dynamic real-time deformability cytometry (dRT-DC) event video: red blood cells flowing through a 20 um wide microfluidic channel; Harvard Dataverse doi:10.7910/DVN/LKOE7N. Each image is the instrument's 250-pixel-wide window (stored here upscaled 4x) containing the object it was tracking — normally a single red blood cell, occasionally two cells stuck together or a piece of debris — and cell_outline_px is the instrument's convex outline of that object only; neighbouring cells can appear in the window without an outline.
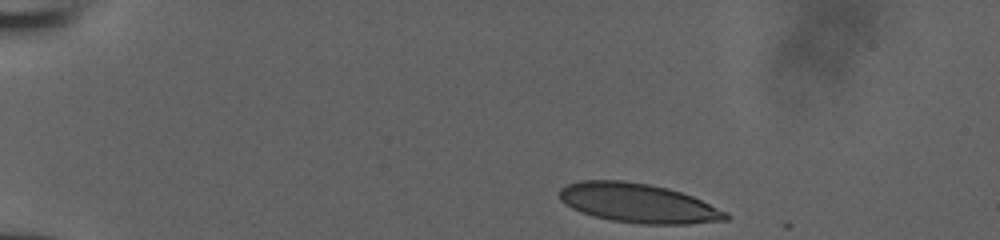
{"species": "human", "species_latin": "Homo sapiens", "temperature_condition": "room temperature", "stored_images_in_passage": 37, "camera_frame_rate_fps": 3000, "um_per_image_px": 0.085, "donor": {"sex": "male"}, "frame": {"image": 1, "passage_image": 1, "time_ms": 0.0, "image_size_px": [1000, 240], "cell_outline_px": [[732, 216], [728, 220], [688, 224], [640, 224], [612, 220], [592, 216], [580, 212], [564, 204], [560, 200], [560, 188], [568, 184], [580, 180], [624, 180], [648, 184], [668, 188], [692, 196], [728, 212]], "centroid_in_image_um": [54.25, 17.27], "position_along_channel_um": 30.8, "area_um2": 38.26}}
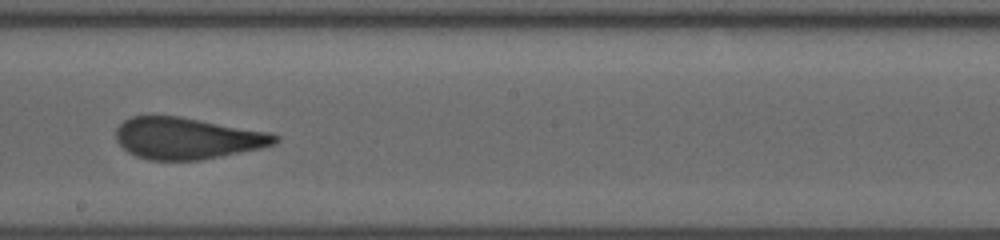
{"frame": {"image": 2, "passage_image": 22, "time_ms": 7.0, "image_size_px": [1000, 240], "cell_outline_px": [[280, 140], [272, 144], [260, 148], [200, 160], [148, 160], [136, 156], [128, 152], [116, 140], [116, 128], [124, 120], [132, 116], [180, 116], [268, 132], [280, 136]], "centroid_in_image_um": [15.88, 11.75], "position_along_channel_um": 232.3, "area_um2": 38.32}}
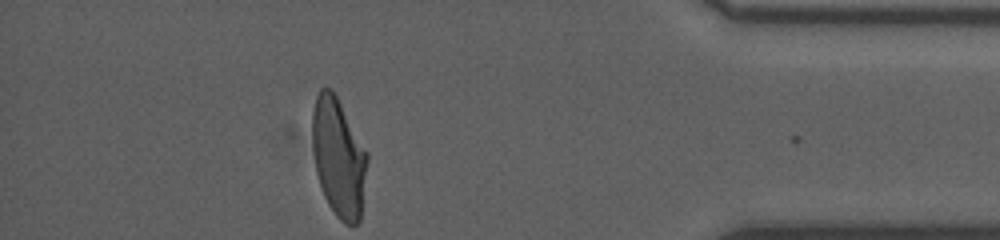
{"frame": {"image": 3, "passage_image": 37, "time_ms": 12.0, "image_size_px": [1000, 240], "cell_outline_px": [[368, 160], [360, 220], [356, 224], [344, 224], [336, 216], [328, 204], [324, 196], [316, 172], [312, 148], [312, 112], [316, 96], [320, 88], [332, 88], [368, 152]], "centroid_in_image_um": [28.77, 13.37], "position_along_channel_um": 406.4, "area_um2": 38.21}}